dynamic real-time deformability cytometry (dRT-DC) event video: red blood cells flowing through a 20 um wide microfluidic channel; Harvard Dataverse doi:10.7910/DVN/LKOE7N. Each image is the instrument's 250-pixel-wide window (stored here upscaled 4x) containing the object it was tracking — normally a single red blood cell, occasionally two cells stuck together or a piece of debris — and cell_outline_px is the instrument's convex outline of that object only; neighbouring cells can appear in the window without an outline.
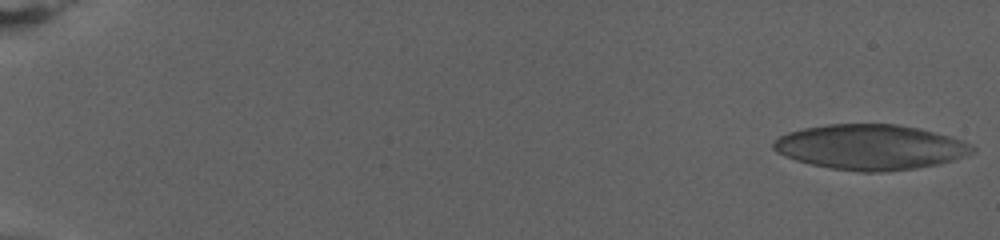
{"species": "human", "species_latin": "Homo sapiens", "temperature_condition": "warm", "stored_images_in_passage": 66, "camera_frame_rate_fps": 3000, "um_per_image_px": 0.085, "donor": {"sex": "female"}, "frame": {"image": 1, "passage_image": 1, "time_ms": 0.0, "image_size_px": [1000, 240], "cell_outline_px": [[976, 148], [972, 152], [952, 160], [936, 164], [912, 168], [880, 172], [860, 172], [832, 168], [812, 164], [796, 160], [776, 152], [772, 148], [772, 144], [780, 136], [788, 132], [804, 128], [828, 124], [896, 124], [916, 128], [948, 136], [960, 140]], "centroid_in_image_um": [73.92, 12.5], "position_along_channel_um": 11.1, "area_um2": 51.56}}
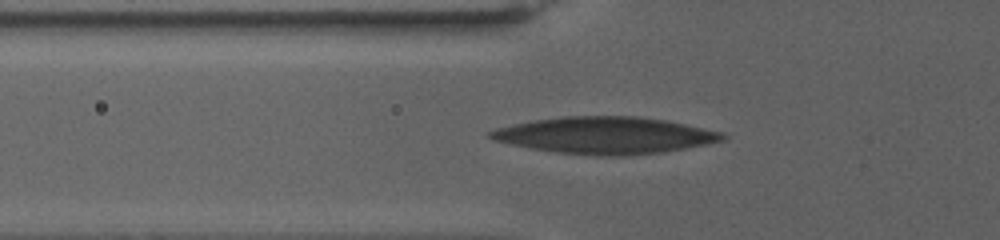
{"frame": {"image": 2, "passage_image": 29, "time_ms": 9.333, "image_size_px": [1000, 240], "cell_outline_px": [[728, 136], [724, 140], [664, 152], [624, 156], [596, 156], [556, 152], [528, 148], [496, 140], [484, 136], [488, 132], [496, 128], [512, 124], [536, 120], [564, 116], [636, 116], [664, 120], [684, 124], [720, 132]], "centroid_in_image_um": [51.39, 11.51], "position_along_channel_um": 74.4, "area_um2": 49.59}}
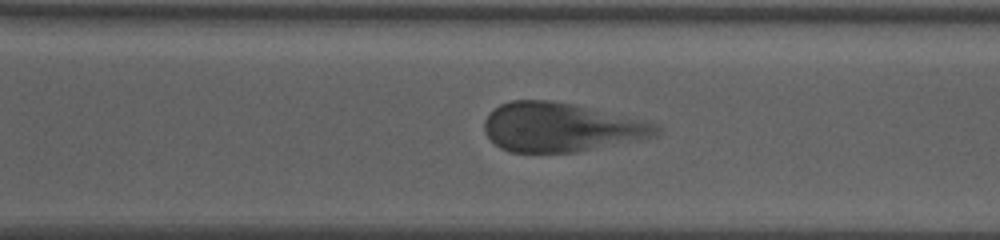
{"frame": {"image": 3, "passage_image": 57, "time_ms": 18.667, "image_size_px": [1000, 240], "cell_outline_px": [[660, 132], [656, 136], [576, 152], [512, 152], [500, 148], [488, 136], [484, 128], [484, 120], [488, 112], [500, 104], [512, 100], [548, 100], [572, 104], [656, 124], [660, 128]], "centroid_in_image_um": [47.61, 10.82], "position_along_channel_um": 323.0, "area_um2": 48.44}, "authors_computed_cell_mechanics": {"area_um2": 48.6387, "velocity_mm_per_s": 2.6777, "shape_relaxation_time_tau1_ms": 4.8868, "shape_relaxation_time_tau2_ms": 1.669, "deformation_change_tau1": 0.1762, "deformation_change_tau2": 0.1197}}